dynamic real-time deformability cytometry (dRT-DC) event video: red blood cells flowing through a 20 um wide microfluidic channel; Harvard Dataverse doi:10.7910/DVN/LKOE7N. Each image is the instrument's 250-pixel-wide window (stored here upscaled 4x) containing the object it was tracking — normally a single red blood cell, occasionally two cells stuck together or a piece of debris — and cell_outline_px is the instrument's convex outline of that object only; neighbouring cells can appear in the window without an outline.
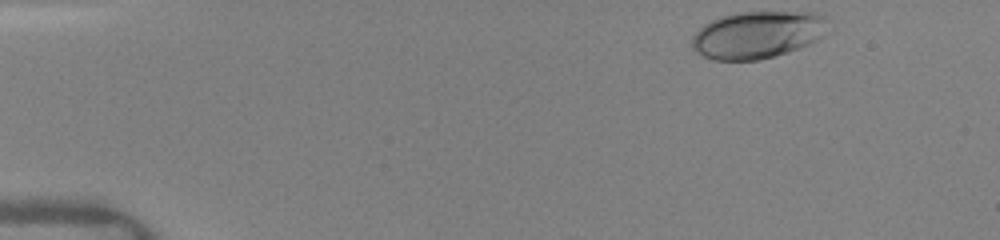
{"species": "human", "species_latin": "Homo sapiens", "temperature_condition": "warm", "stored_images_in_passage": 13, "camera_frame_rate_fps": 3000, "um_per_image_px": 0.085, "donor": {"sex": "female"}, "frame": {"image": 1, "passage_image": 1, "time_ms": 0.0, "image_size_px": [1000, 240], "cell_outline_px": [[832, 32], [812, 44], [788, 52], [756, 60], [712, 60], [696, 52], [692, 48], [692, 36], [704, 24], [720, 16], [736, 12], [816, 12], [824, 16], [832, 28]], "centroid_in_image_um": [64.48, 2.94], "position_along_channel_um": 20.5, "area_um2": 38.21}}
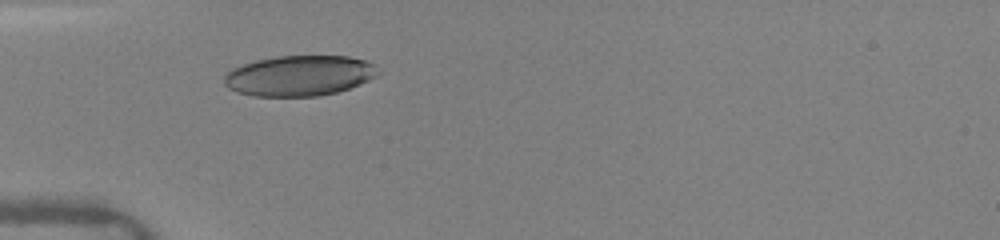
{"frame": {"image": 2, "passage_image": 10, "time_ms": 3.333, "image_size_px": [1000, 240], "cell_outline_px": [[380, 72], [376, 76], [368, 80], [348, 88], [336, 92], [320, 96], [252, 96], [236, 92], [228, 88], [224, 84], [224, 76], [232, 68], [256, 60], [276, 56], [348, 56], [368, 60], [376, 64]], "centroid_in_image_um": [25.45, 6.43], "position_along_channel_um": 59.5, "area_um2": 36.47}}
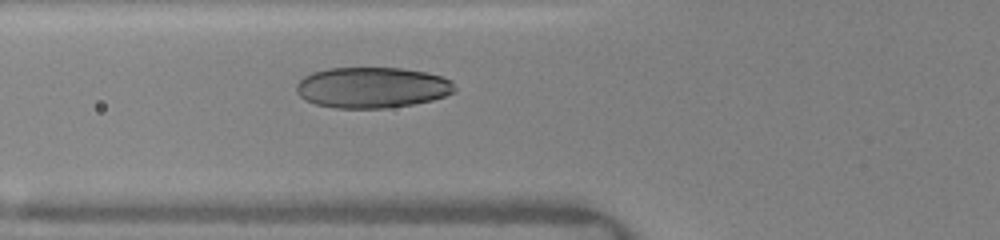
{"frame": {"image": 3, "passage_image": 13, "time_ms": 4.333, "image_size_px": [1000, 240], "cell_outline_px": [[456, 92], [432, 100], [412, 104], [384, 108], [336, 108], [316, 104], [300, 96], [296, 92], [296, 84], [304, 76], [312, 72], [328, 68], [400, 68], [428, 72], [452, 80], [456, 88]], "centroid_in_image_um": [31.65, 7.43], "position_along_channel_um": 94.2, "area_um2": 37.74}}